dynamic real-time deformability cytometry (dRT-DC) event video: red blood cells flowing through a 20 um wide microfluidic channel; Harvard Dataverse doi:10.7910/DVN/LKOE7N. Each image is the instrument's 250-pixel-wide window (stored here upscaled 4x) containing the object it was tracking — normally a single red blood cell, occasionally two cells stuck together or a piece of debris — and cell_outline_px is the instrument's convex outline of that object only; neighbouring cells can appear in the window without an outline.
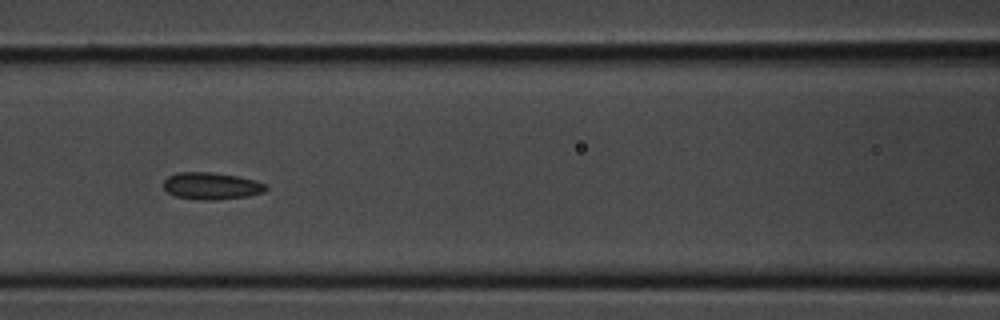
{"species": "common noctule bat (a hibernating species)", "species_latin": "Nyctalus noctula", "temperature_condition": "room temperature", "stored_images_in_passage": 13, "camera_frame_rate_fps": 3000, "um_per_image_px": 0.085, "animal": {"sex": "male", "body_mass_g": 20.1, "forearm_length_mm": 53.5}, "frame": {"image": 1, "passage_image": 8, "time_ms": 2.333, "image_size_px": [1000, 320], "cell_outline_px": [[268, 188], [264, 192], [248, 196], [216, 200], [200, 200], [176, 196], [168, 192], [164, 188], [164, 180], [168, 176], [176, 172], [212, 172], [236, 176], [268, 184]], "centroid_in_image_um": [17.97, 15.8], "position_along_channel_um": 148.6, "area_um2": 16.13}}